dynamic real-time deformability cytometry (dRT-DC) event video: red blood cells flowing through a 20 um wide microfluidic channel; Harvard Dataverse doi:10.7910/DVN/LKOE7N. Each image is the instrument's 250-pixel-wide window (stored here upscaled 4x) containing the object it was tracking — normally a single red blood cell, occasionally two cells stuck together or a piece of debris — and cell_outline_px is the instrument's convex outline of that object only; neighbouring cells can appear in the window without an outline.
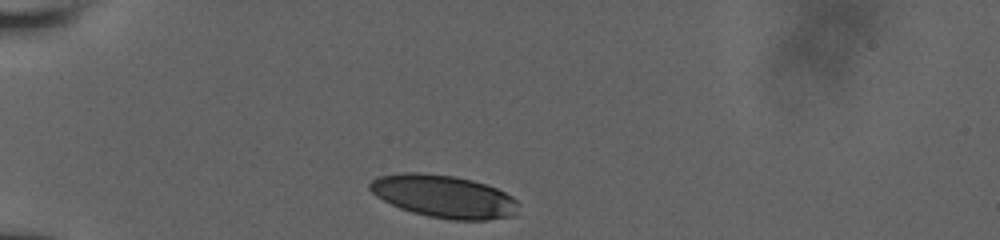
{"species": "human", "species_latin": "Homo sapiens", "temperature_condition": "room temperature", "stored_images_in_passage": 13, "camera_frame_rate_fps": 3000, "um_per_image_px": 0.085, "donor": {"sex": "male"}, "frame": {"image": 1, "passage_image": 1, "time_ms": 0.0, "image_size_px": [1000, 240], "cell_outline_px": [[520, 204], [512, 216], [488, 220], [452, 220], [428, 216], [412, 212], [400, 208], [376, 196], [368, 188], [368, 184], [372, 180], [380, 176], [400, 172], [424, 172], [456, 176], [472, 180], [496, 188], [512, 196]], "centroid_in_image_um": [37.72, 16.68], "position_along_channel_um": 47.3, "area_um2": 37.05}}
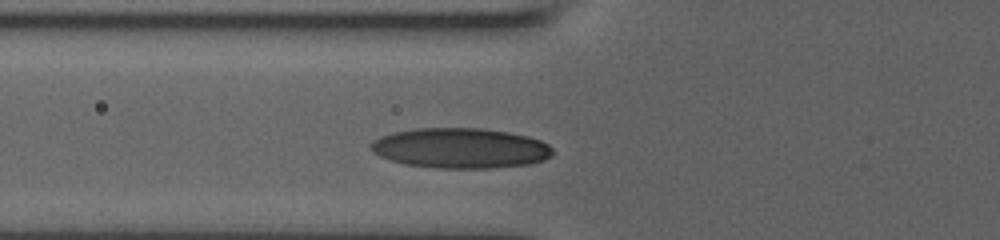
{"frame": {"image": 2, "passage_image": 7, "time_ms": 2.0, "image_size_px": [1000, 240], "cell_outline_px": [[552, 156], [544, 160], [528, 164], [488, 168], [436, 168], [404, 164], [380, 156], [372, 152], [368, 148], [368, 144], [372, 140], [380, 136], [392, 132], [416, 128], [480, 128], [508, 132], [528, 136], [540, 140], [548, 144], [552, 148]], "centroid_in_image_um": [39.09, 12.59], "position_along_channel_um": 86.7, "area_um2": 42.83}}
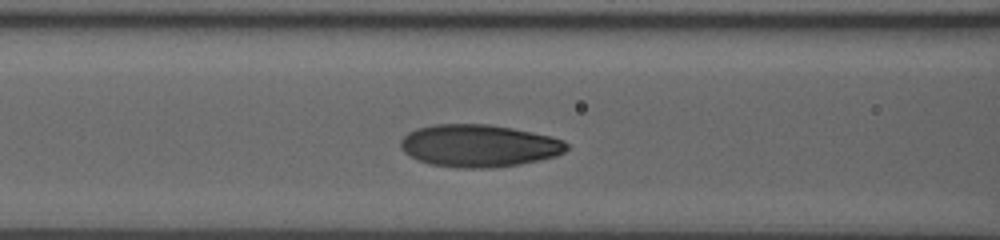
{"frame": {"image": 3, "passage_image": 11, "time_ms": 3.0, "image_size_px": [1000, 240], "cell_outline_px": [[568, 148], [564, 152], [556, 156], [540, 160], [520, 164], [496, 168], [456, 168], [432, 164], [420, 160], [404, 152], [400, 148], [400, 140], [408, 132], [416, 128], [432, 124], [488, 124], [512, 128], [552, 136], [564, 140], [568, 144]], "centroid_in_image_um": [40.72, 12.38], "position_along_channel_um": 125.9, "area_um2": 41.27}}